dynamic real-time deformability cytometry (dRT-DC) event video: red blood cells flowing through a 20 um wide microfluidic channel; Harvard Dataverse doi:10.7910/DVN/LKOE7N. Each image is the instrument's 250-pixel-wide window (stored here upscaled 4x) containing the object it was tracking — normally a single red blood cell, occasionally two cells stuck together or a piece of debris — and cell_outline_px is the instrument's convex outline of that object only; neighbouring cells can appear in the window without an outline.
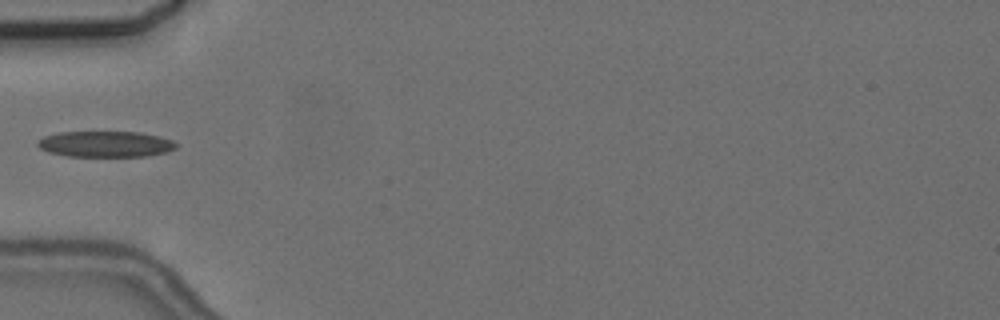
{"species": "common noctule bat (a hibernating species)", "species_latin": "Nyctalus noctula", "temperature_condition": "cold", "stored_images_in_passage": 5, "camera_frame_rate_fps": 3000, "um_per_image_px": 0.085, "animal": {"sex": "female", "body_mass_g": 24.6, "forearm_length_mm": 56.2}, "frame": {"image": 1, "passage_image": 5, "time_ms": 4.667, "image_size_px": [1000, 320], "cell_outline_px": [[180, 144], [176, 148], [168, 152], [148, 156], [68, 156], [48, 152], [40, 148], [36, 144], [36, 140], [44, 136], [60, 132], [140, 132], [160, 136], [172, 140]], "centroid_in_image_um": [9.0, 12.24], "position_along_channel_um": 76.0, "area_um2": 21.15}}